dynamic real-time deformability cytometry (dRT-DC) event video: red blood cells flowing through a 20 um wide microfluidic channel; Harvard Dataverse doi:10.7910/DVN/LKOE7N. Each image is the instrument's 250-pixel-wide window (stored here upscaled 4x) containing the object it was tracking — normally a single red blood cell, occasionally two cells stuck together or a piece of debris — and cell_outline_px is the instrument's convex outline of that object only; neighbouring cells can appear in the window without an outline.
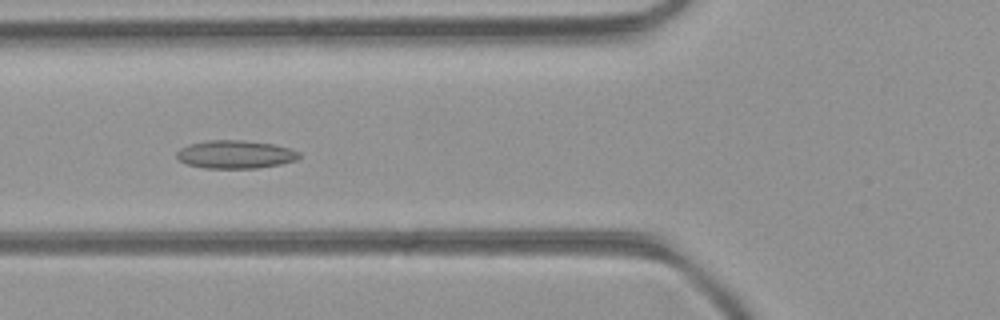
{"species": "common noctule bat (a hibernating species)", "species_latin": "Nyctalus noctula", "temperature_condition": "room temperature", "stored_images_in_passage": 49, "camera_frame_rate_fps": 3000, "um_per_image_px": 0.085, "animal": {"sex": "female", "body_mass_g": 21.9}, "frame": {"image": 1, "passage_image": 19, "time_ms": 6.0, "image_size_px": [1000, 320], "cell_outline_px": [[300, 156], [296, 160], [280, 164], [256, 168], [204, 168], [188, 164], [180, 160], [176, 156], [176, 152], [180, 148], [188, 144], [204, 140], [244, 140], [276, 144], [300, 152]], "centroid_in_image_um": [19.99, 13.11], "position_along_channel_um": 105.8, "area_um2": 20.17}}
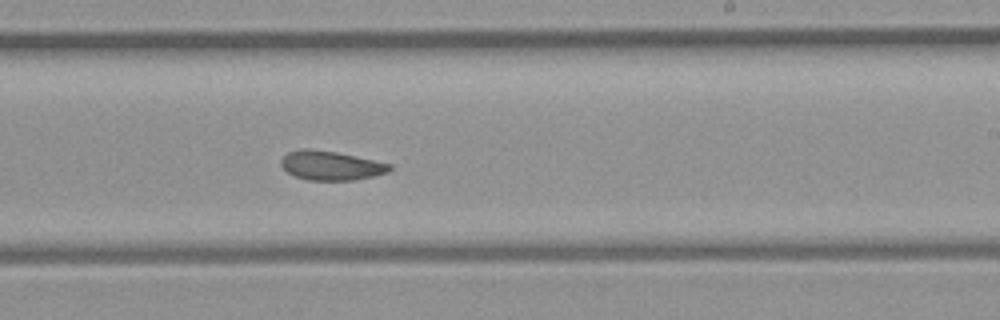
{"frame": {"image": 2, "passage_image": 30, "time_ms": 9.667, "image_size_px": [1000, 320], "cell_outline_px": [[392, 168], [388, 172], [356, 180], [308, 180], [292, 176], [280, 164], [280, 160], [288, 152], [304, 148], [308, 148], [336, 152], [356, 156], [392, 164]], "centroid_in_image_um": [28.11, 14.07], "position_along_channel_um": 260.9, "area_um2": 18.5}}
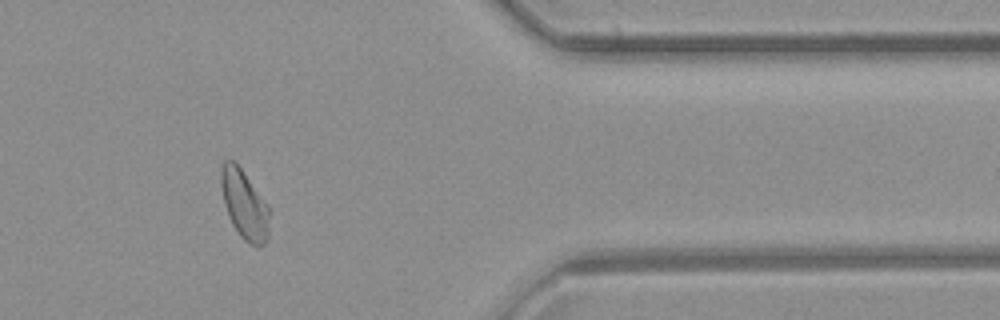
{"frame": {"image": 3, "passage_image": 41, "time_ms": 13.333, "image_size_px": [1000, 320], "cell_outline_px": [[268, 240], [264, 244], [256, 248], [248, 244], [240, 236], [232, 224], [224, 204], [220, 184], [220, 172], [224, 160], [232, 160], [240, 168], [268, 204]], "centroid_in_image_um": [20.76, 17.42], "position_along_channel_um": 390.6, "area_um2": 19.42}, "authors_computed_cell_mechanics": {"area_um2": 19.941, "velocity_mm_per_s": 4.227, "shape_relaxation_time_tau1_ms": null, "shape_relaxation_time_tau2_ms": 3.7507, "deformation_change_tau1": null, "deformation_change_tau2": 0.0992}}